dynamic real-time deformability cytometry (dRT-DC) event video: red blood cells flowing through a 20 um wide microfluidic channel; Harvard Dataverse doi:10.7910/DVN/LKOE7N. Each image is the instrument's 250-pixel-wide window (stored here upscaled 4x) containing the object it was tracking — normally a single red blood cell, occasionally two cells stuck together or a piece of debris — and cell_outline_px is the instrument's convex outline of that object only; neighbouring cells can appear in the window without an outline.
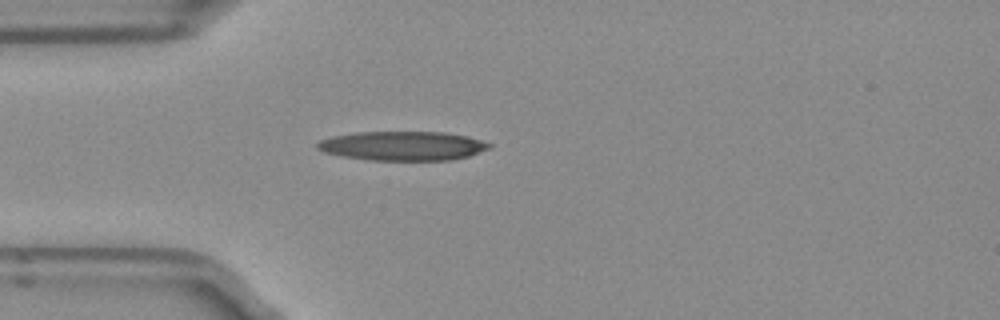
{"species": "Egyptian fruit bat (a non-hibernating species)", "species_latin": "Rousettus aegyptiacus", "temperature_condition": "room temperature", "stored_images_in_passage": 38, "camera_frame_rate_fps": 3000, "um_per_image_px": 0.085, "frame": {"image": 1, "passage_image": 1, "time_ms": 0.0, "image_size_px": [1000, 320], "cell_outline_px": [[492, 144], [488, 148], [468, 156], [452, 160], [372, 160], [340, 156], [324, 152], [316, 148], [316, 144], [320, 140], [332, 136], [356, 132], [444, 132], [468, 136]], "centroid_in_image_um": [34.19, 12.4], "position_along_channel_um": 50.8, "area_um2": 29.19}}
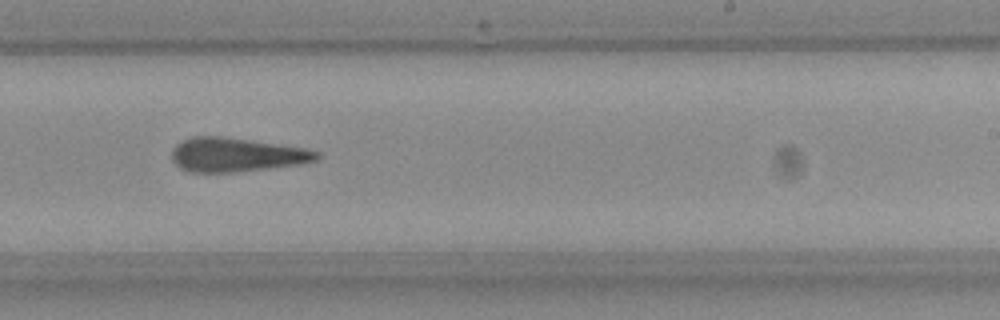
{"frame": {"image": 2, "passage_image": 18, "time_ms": 5.667, "image_size_px": [1000, 320], "cell_outline_px": [[320, 156], [316, 160], [300, 164], [236, 172], [188, 172], [180, 168], [172, 160], [172, 148], [176, 144], [192, 136], [224, 136], [304, 148], [320, 152]], "centroid_in_image_um": [20.06, 13.15], "position_along_channel_um": 268.9, "area_um2": 28.67}}
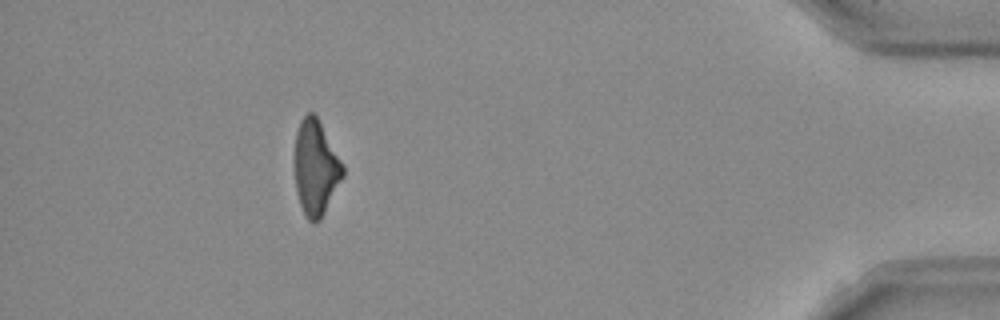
{"frame": {"image": 3, "passage_image": 33, "time_ms": 10.667, "image_size_px": [1000, 320], "cell_outline_px": [[344, 176], [320, 220], [316, 224], [312, 224], [308, 220], [300, 204], [296, 192], [292, 164], [292, 160], [296, 132], [300, 120], [308, 112], [312, 112], [316, 116], [344, 164]], "centroid_in_image_um": [26.8, 14.27], "position_along_channel_um": 408.4, "area_um2": 27.34}, "authors_computed_cell_mechanics": {"area_um2": 28.5532, "velocity_mm_per_s": 3.9808, "shape_relaxation_time_tau1_ms": null, "shape_relaxation_time_tau2_ms": 4.7072, "deformation_change_tau1": null, "deformation_change_tau2": 0.1906}}